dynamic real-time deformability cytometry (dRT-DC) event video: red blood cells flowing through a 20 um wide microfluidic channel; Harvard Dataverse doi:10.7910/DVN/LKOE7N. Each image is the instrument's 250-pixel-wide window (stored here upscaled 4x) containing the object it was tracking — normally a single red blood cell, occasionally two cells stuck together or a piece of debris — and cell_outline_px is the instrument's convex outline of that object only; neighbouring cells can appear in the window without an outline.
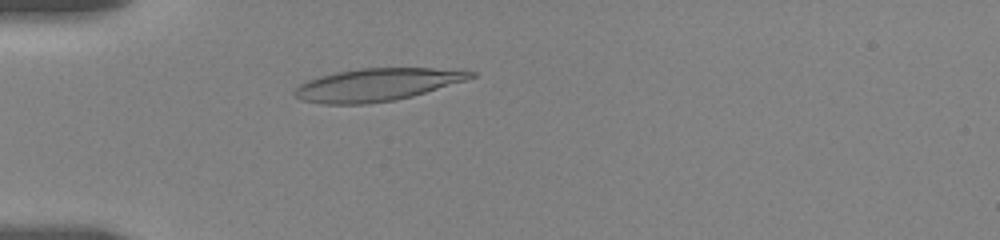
{"species": "human", "species_latin": "Homo sapiens", "temperature_condition": "room temperature", "stored_images_in_passage": 27, "camera_frame_rate_fps": 3000, "um_per_image_px": 0.085, "donor": {"sex": "female"}, "frame": {"image": 1, "passage_image": 7, "time_ms": 4.0, "image_size_px": [1000, 240], "cell_outline_px": [[476, 76], [464, 80], [412, 96], [396, 100], [368, 104], [320, 104], [300, 100], [292, 92], [300, 84], [308, 80], [320, 76], [336, 72], [360, 68], [460, 68], [476, 72]], "centroid_in_image_um": [32.04, 7.19], "position_along_channel_um": 53.0, "area_um2": 33.64}}
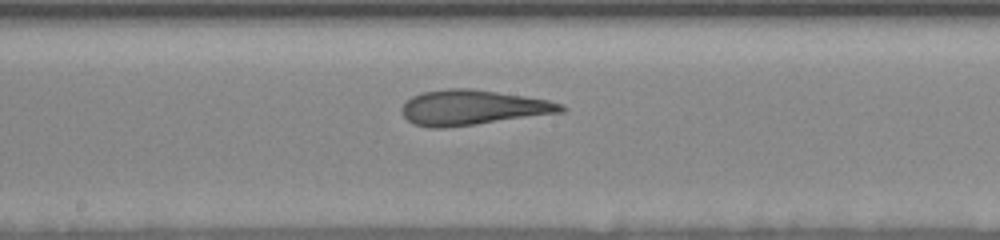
{"frame": {"image": 2, "passage_image": 19, "time_ms": 8.667, "image_size_px": [1000, 240], "cell_outline_px": [[568, 108], [564, 112], [476, 124], [444, 128], [428, 128], [412, 124], [404, 116], [400, 108], [404, 100], [412, 96], [424, 92], [448, 88], [472, 88], [524, 96], [548, 100], [560, 104]], "centroid_in_image_um": [40.13, 9.14], "position_along_channel_um": 208.1, "area_um2": 32.66}}
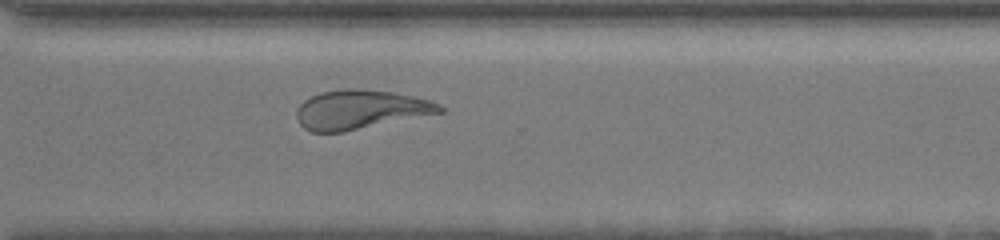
{"frame": {"image": 3, "passage_image": 27, "time_ms": 12.333, "image_size_px": [1000, 240], "cell_outline_px": [[444, 112], [344, 132], [312, 132], [304, 128], [300, 124], [296, 116], [296, 108], [304, 100], [320, 92], [344, 88], [356, 88], [392, 92], [432, 100], [440, 104], [444, 108]], "centroid_in_image_um": [30.63, 9.31], "position_along_channel_um": 340.0, "area_um2": 32.83}}